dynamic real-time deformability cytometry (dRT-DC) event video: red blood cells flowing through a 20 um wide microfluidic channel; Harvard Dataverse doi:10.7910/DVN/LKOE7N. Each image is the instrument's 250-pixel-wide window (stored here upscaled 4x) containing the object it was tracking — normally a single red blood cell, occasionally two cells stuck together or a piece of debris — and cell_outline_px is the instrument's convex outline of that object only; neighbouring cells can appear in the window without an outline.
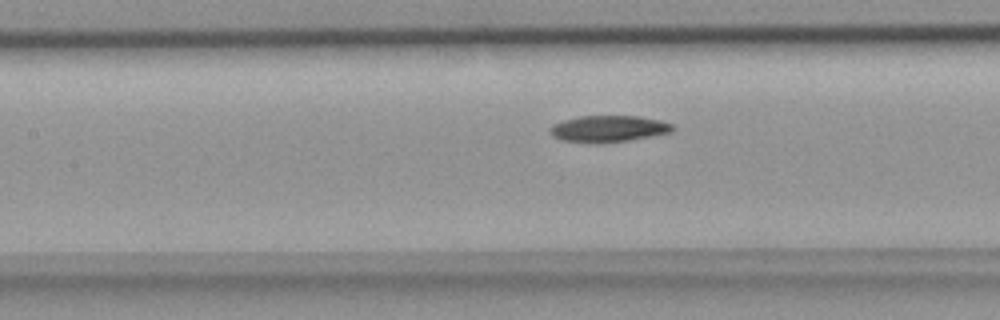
{"species": "common noctule bat (a hibernating species)", "species_latin": "Nyctalus noctula", "temperature_condition": "room temperature", "stored_images_in_passage": 13, "camera_frame_rate_fps": 3000, "um_per_image_px": 0.085, "animal": {"sex": "female", "body_mass_g": 18.4}, "frame": {"image": 1, "passage_image": 11, "time_ms": 3.333, "image_size_px": [1000, 320], "cell_outline_px": [[676, 128], [672, 132], [628, 140], [596, 144], [592, 144], [560, 140], [552, 136], [552, 124], [564, 120], [580, 116], [640, 116], [660, 120], [672, 124]], "centroid_in_image_um": [51.73, 10.95], "position_along_channel_um": 155.7, "area_um2": 19.02}}